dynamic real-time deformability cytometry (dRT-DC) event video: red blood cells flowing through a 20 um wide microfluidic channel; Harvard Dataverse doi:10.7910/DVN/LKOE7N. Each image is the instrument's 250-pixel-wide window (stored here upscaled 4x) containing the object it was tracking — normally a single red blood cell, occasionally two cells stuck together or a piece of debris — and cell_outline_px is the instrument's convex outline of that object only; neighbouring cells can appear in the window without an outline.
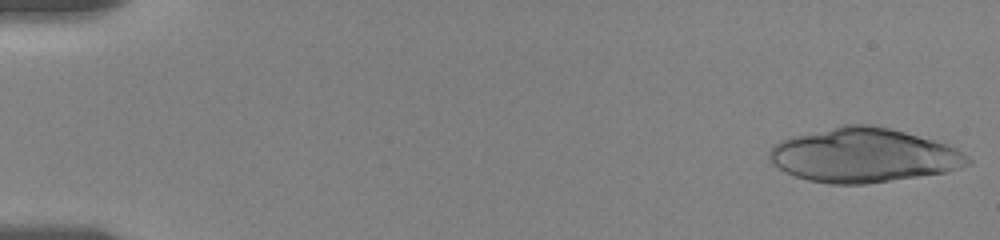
{"species": "human", "species_latin": "Homo sapiens", "temperature_condition": "room temperature", "stored_images_in_passage": 38, "camera_frame_rate_fps": 3000, "um_per_image_px": 0.085, "donor": {"sex": "female"}, "frame": {"image": 1, "passage_image": 1, "time_ms": 0.0, "image_size_px": [1000, 240], "cell_outline_px": [[972, 160], [968, 164], [948, 172], [864, 184], [828, 184], [808, 180], [784, 172], [772, 164], [768, 156], [768, 152], [780, 140], [792, 136], [844, 124], [872, 124], [904, 132], [932, 140], [956, 148], [964, 152]], "centroid_in_image_um": [73.37, 13.2], "position_along_channel_um": 11.6, "area_um2": 62.54}}
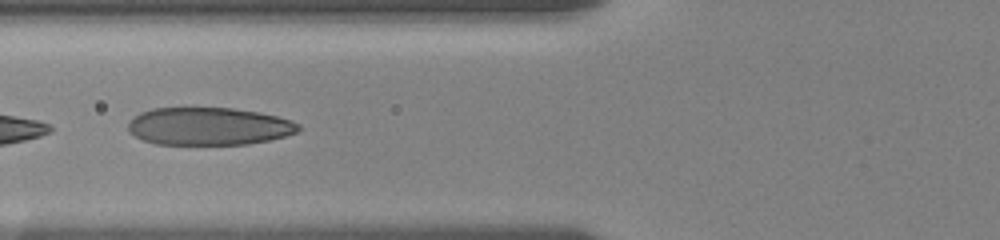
{"frame": {"image": 2, "passage_image": 26, "time_ms": 7.0, "image_size_px": [1000, 240], "cell_outline_px": [[300, 128], [296, 132], [284, 136], [268, 140], [248, 144], [156, 144], [144, 140], [128, 132], [128, 120], [140, 112], [152, 108], [232, 108], [260, 112], [292, 120], [300, 124]], "centroid_in_image_um": [17.72, 10.73], "position_along_channel_um": 108.1, "area_um2": 37.45}}